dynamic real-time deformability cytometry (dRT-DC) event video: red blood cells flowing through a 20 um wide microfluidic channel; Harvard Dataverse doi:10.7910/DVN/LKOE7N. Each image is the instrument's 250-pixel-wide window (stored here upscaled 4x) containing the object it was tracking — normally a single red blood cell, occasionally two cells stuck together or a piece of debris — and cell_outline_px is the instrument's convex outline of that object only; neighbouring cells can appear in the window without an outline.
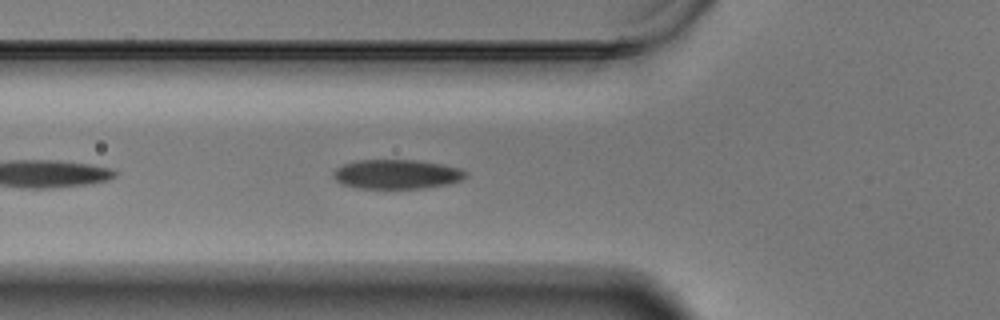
{"species": "Egyptian fruit bat (a non-hibernating species)", "species_latin": "Rousettus aegyptiacus", "temperature_condition": "warm", "stored_images_in_passage": 27, "camera_frame_rate_fps": 3000, "um_per_image_px": 0.085, "animal": {"sex": "male"}, "frame": {"image": 1, "passage_image": 5, "time_ms": 1.333, "image_size_px": [1000, 320], "cell_outline_px": [[464, 176], [460, 180], [448, 184], [424, 188], [356, 188], [340, 184], [332, 176], [332, 172], [336, 168], [344, 164], [356, 160], [416, 160], [444, 164], [460, 168], [464, 172]], "centroid_in_image_um": [33.66, 14.8], "position_along_channel_um": 92.1, "area_um2": 22.66}}